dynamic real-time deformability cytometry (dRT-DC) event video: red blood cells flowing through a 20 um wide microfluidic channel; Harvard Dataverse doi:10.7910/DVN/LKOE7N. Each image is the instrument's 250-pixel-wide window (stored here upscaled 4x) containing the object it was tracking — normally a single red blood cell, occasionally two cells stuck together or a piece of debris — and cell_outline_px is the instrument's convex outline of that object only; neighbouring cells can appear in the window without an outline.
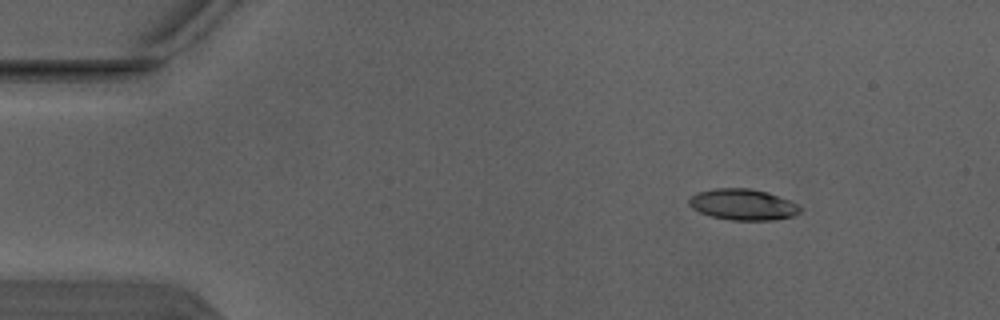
{"species": "Egyptian fruit bat (a non-hibernating species)", "species_latin": "Rousettus aegyptiacus", "temperature_condition": "warm", "stored_images_in_passage": 4, "camera_frame_rate_fps": 3000, "um_per_image_px": 0.085, "animal": {"sex": "male"}, "frame": {"image": 1, "passage_image": 2, "time_ms": 0.333, "image_size_px": [1000, 320], "cell_outline_px": [[804, 208], [800, 212], [792, 216], [776, 220], [732, 220], [712, 216], [700, 212], [692, 208], [688, 204], [688, 200], [696, 192], [716, 188], [748, 188], [768, 192], [788, 200]], "centroid_in_image_um": [63.15, 17.38], "position_along_channel_um": 21.9, "area_um2": 20.11}}